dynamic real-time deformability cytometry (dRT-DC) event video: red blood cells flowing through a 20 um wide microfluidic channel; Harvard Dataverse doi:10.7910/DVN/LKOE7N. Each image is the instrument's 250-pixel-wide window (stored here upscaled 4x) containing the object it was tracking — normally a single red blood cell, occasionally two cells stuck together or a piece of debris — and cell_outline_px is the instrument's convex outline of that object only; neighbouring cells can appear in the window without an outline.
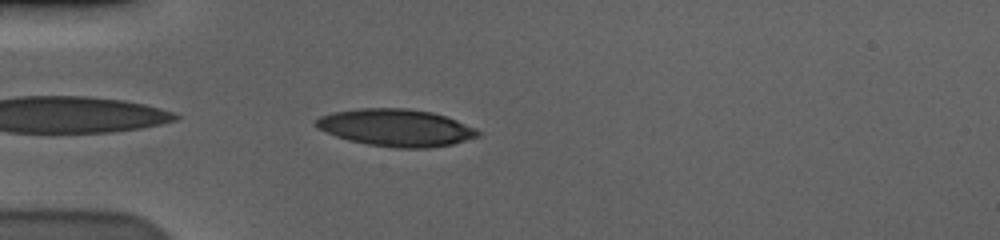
{"species": "human", "species_latin": "Homo sapiens", "temperature_condition": "cold", "stored_images_in_passage": 43, "camera_frame_rate_fps": 3000, "um_per_image_px": 0.085, "donor": {"sex": "male"}, "frame": {"image": 1, "passage_image": 2, "time_ms": 0.333, "image_size_px": [1000, 240], "cell_outline_px": [[480, 136], [452, 144], [428, 148], [396, 148], [368, 144], [348, 140], [336, 136], [316, 128], [312, 124], [320, 116], [332, 112], [360, 108], [408, 108], [432, 112], [456, 120], [476, 128], [480, 132]], "centroid_in_image_um": [33.64, 10.85], "position_along_channel_um": 51.4, "area_um2": 35.2}}
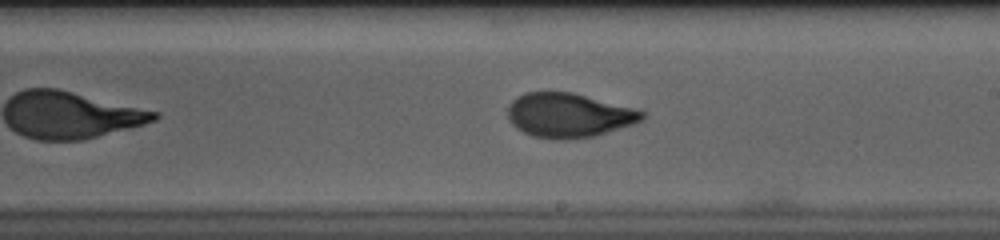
{"frame": {"image": 2, "passage_image": 19, "time_ms": 6.0, "image_size_px": [1000, 240], "cell_outline_px": [[648, 112], [644, 120], [596, 136], [564, 140], [556, 140], [532, 136], [516, 128], [508, 120], [508, 104], [516, 96], [524, 92], [572, 92]], "centroid_in_image_um": [48.33, 9.8], "position_along_channel_um": 240.7, "area_um2": 34.97}}
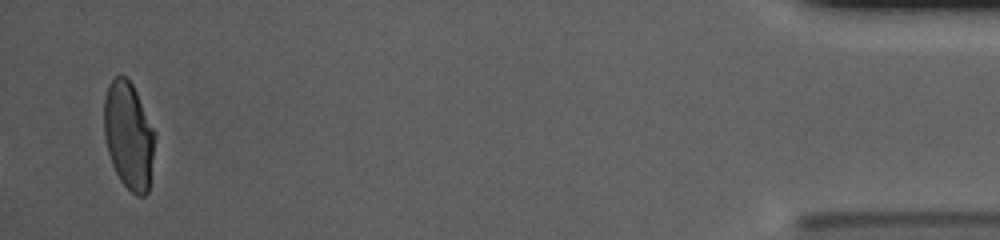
{"frame": {"image": 3, "passage_image": 41, "time_ms": 13.333, "image_size_px": [1000, 240], "cell_outline_px": [[156, 136], [148, 192], [144, 196], [136, 196], [120, 180], [112, 164], [108, 152], [104, 136], [104, 96], [108, 84], [116, 76], [124, 76], [132, 84], [136, 92]], "centroid_in_image_um": [10.92, 11.53], "position_along_channel_um": 424.3, "area_um2": 31.56}, "authors_computed_cell_mechanics": {"area_um2": 34.391, "velocity_mm_per_s": 3.5926, "shape_relaxation_time_tau1_ms": 4.2067, "shape_relaxation_time_tau2_ms": 1.0393, "deformation_change_tau1": 0.1689, "deformation_change_tau2": 0.0576}}